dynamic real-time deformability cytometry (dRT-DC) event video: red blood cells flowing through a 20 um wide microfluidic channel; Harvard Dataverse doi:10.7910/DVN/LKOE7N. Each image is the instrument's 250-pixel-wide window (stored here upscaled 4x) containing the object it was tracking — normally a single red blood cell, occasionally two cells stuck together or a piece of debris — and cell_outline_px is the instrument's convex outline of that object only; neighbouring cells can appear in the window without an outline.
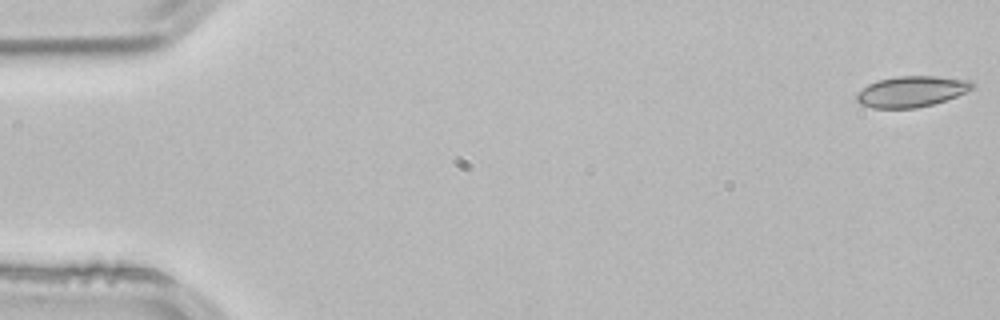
{"species": "common noctule bat (a hibernating species)", "species_latin": "Nyctalus noctula", "temperature_condition": "room temperature", "stored_images_in_passage": 53, "camera_frame_rate_fps": 3000, "um_per_image_px": 0.085, "animal": {"sex": "male", "body_mass_g": 21.5, "forearm_length_mm": 52.0}, "frame": {"image": 1, "passage_image": 1, "time_ms": 0.0, "image_size_px": [1000, 320], "cell_outline_px": [[972, 88], [956, 96], [932, 104], [916, 108], [872, 108], [860, 104], [856, 100], [856, 92], [868, 84], [876, 80], [896, 76], [936, 76], [972, 80]], "centroid_in_image_um": [77.41, 7.77], "position_along_channel_um": 7.6, "area_um2": 20.81}}
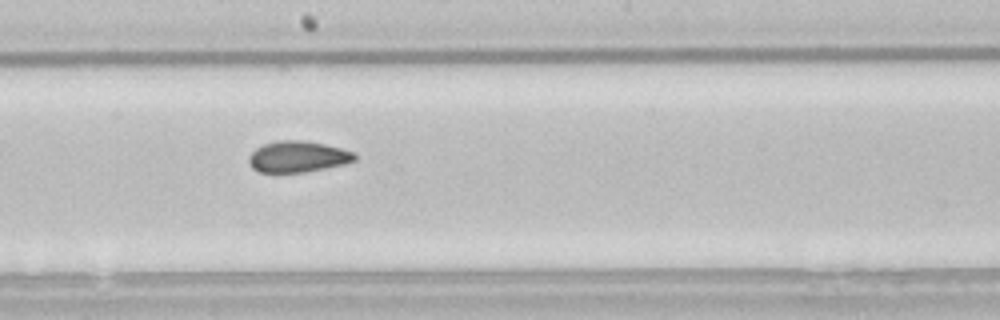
{"frame": {"image": 2, "passage_image": 29, "time_ms": 9.333, "image_size_px": [1000, 320], "cell_outline_px": [[356, 160], [344, 164], [304, 172], [260, 172], [252, 168], [248, 160], [248, 156], [256, 148], [264, 144], [280, 140], [304, 140], [324, 144], [356, 152]], "centroid_in_image_um": [25.32, 13.31], "position_along_channel_um": 222.9, "area_um2": 19.19}}
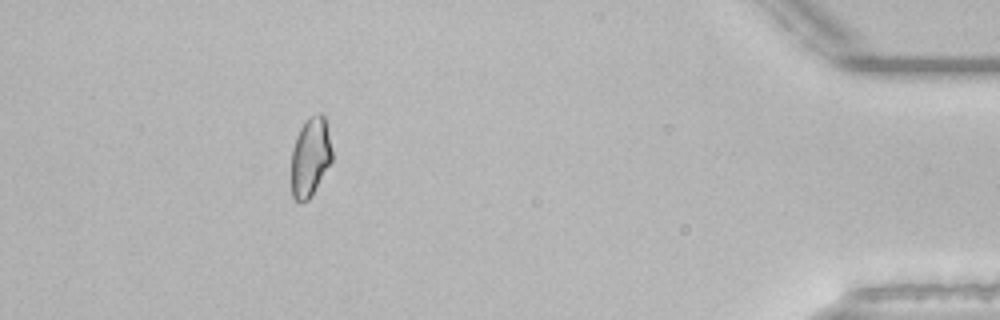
{"frame": {"image": 3, "passage_image": 48, "time_ms": 15.667, "image_size_px": [1000, 320], "cell_outline_px": [[332, 160], [312, 196], [308, 200], [300, 204], [292, 196], [292, 148], [296, 136], [300, 128], [308, 116], [316, 112], [320, 112], [324, 116], [332, 152]], "centroid_in_image_um": [26.36, 13.34], "position_along_channel_um": 408.8, "area_um2": 18.84}, "authors_computed_cell_mechanics": {"area_um2": 19.7098, "velocity_mm_per_s": 3.8414, "shape_relaxation_time_tau1_ms": 5.7511, "shape_relaxation_time_tau2_ms": 2.1152, "deformation_change_tau1": 0.0932, "deformation_change_tau2": 0.0605}}